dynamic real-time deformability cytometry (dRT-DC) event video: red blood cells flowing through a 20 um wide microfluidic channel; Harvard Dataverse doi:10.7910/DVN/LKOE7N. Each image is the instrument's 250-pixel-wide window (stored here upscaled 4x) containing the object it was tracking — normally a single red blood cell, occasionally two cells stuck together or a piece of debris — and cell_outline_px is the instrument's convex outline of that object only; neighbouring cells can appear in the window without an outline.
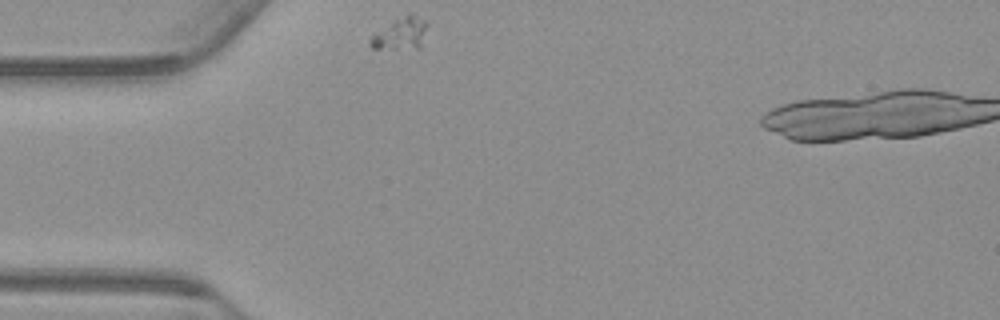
{"species": "common noctule bat (a hibernating species)", "species_latin": "Nyctalus noctula", "temperature_condition": "warm", "stored_images_in_passage": 3, "camera_frame_rate_fps": 3000, "um_per_image_px": 0.085, "animal": {"sex": "male", "body_mass_g": 23.1, "forearm_length_mm": 52.7}, "frame": {"image": 1, "passage_image": 1, "time_ms": 0.0, "image_size_px": [1000, 320], "cell_outline_px": [[428, 24], [420, 48], [372, 48], [368, 44], [368, 40], [372, 36], [392, 20], [408, 12], [428, 20]], "centroid_in_image_um": [34.08, 2.81], "position_along_channel_um": 50.9, "area_um2": 10.75}}